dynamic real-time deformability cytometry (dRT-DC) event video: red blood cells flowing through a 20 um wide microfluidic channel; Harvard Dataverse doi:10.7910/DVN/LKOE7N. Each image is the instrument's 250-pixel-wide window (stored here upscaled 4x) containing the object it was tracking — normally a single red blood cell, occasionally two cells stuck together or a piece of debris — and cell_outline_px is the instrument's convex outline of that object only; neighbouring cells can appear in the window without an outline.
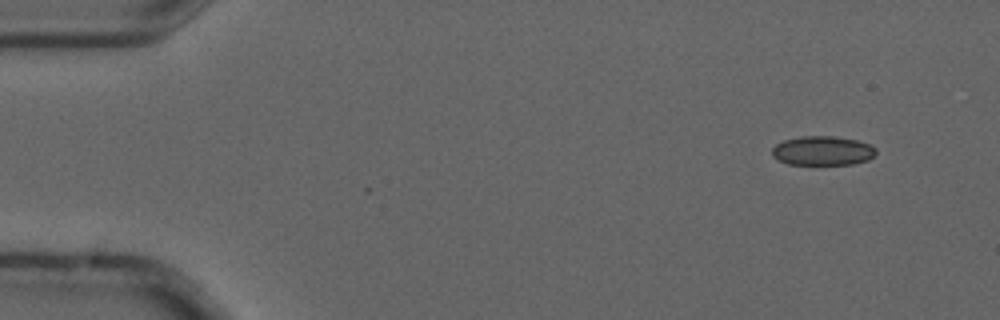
{"species": "common noctule bat (a hibernating species)", "species_latin": "Nyctalus noctula", "temperature_condition": "cold", "stored_images_in_passage": 6, "camera_frame_rate_fps": 3000, "um_per_image_px": 0.085, "animal": {"sex": "male", "forearm_length_mm": 52.5}, "frame": {"image": 1, "passage_image": 2, "time_ms": 0.333, "image_size_px": [1000, 320], "cell_outline_px": [[876, 152], [868, 160], [852, 164], [788, 164], [772, 156], [772, 148], [776, 144], [784, 140], [800, 136], [836, 136], [856, 140], [868, 144], [876, 148]], "centroid_in_image_um": [69.91, 12.8], "position_along_channel_um": 15.1, "area_um2": 17.63}}